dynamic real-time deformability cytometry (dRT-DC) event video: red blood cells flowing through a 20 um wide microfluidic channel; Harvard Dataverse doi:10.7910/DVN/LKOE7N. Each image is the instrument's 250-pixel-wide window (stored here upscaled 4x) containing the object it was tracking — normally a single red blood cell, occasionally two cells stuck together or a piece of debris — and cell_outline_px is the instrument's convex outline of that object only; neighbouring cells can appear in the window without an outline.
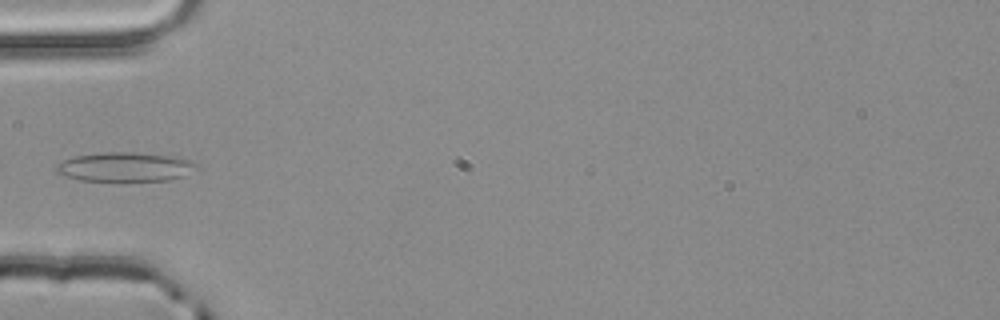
{"species": "common noctule bat (a hibernating species)", "species_latin": "Nyctalus noctula", "temperature_condition": "room temperature", "stored_images_in_passage": 3, "camera_frame_rate_fps": 3000, "um_per_image_px": 0.085, "animal": {"sex": "male", "body_mass_g": 20.4}, "frame": {"image": 1, "passage_image": 3, "time_ms": 0.667, "image_size_px": [1000, 320], "cell_outline_px": [[196, 168], [184, 176], [168, 180], [80, 180], [56, 172], [56, 164], [64, 160], [76, 156], [100, 152], [132, 152], [172, 156], [192, 160], [196, 164]], "centroid_in_image_um": [10.64, 14.17], "position_along_channel_um": 74.4, "area_um2": 23.52}}